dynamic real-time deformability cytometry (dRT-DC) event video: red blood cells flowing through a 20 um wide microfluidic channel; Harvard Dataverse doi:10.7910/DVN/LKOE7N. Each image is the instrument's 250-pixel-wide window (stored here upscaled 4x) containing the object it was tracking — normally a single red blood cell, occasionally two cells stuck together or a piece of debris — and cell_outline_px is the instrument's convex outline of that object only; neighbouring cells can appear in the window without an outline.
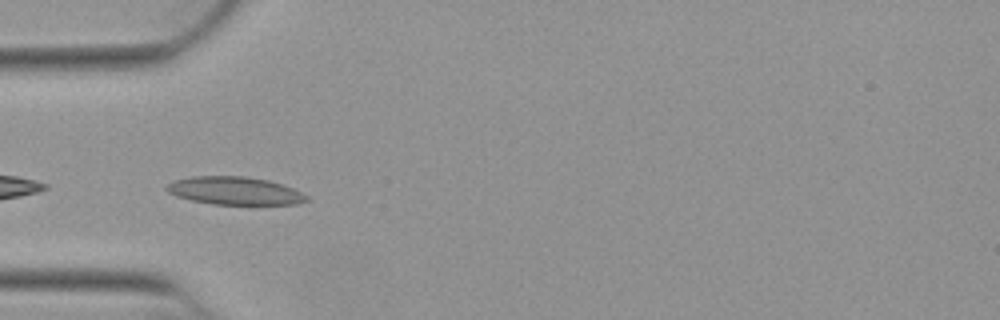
{"species": "Egyptian fruit bat (a non-hibernating species)", "species_latin": "Rousettus aegyptiacus", "temperature_condition": "warm", "stored_images_in_passage": 6, "camera_frame_rate_fps": 3000, "um_per_image_px": 0.085, "animal": {"sex": "female"}, "frame": {"image": 1, "passage_image": 1, "time_ms": 0.0, "image_size_px": [1000, 320], "cell_outline_px": [[308, 200], [296, 204], [212, 204], [192, 200], [176, 196], [168, 192], [164, 188], [168, 184], [176, 180], [192, 176], [244, 176], [268, 180], [292, 188], [308, 196]], "centroid_in_image_um": [19.93, 16.21], "position_along_channel_um": 65.1, "area_um2": 22.54}}
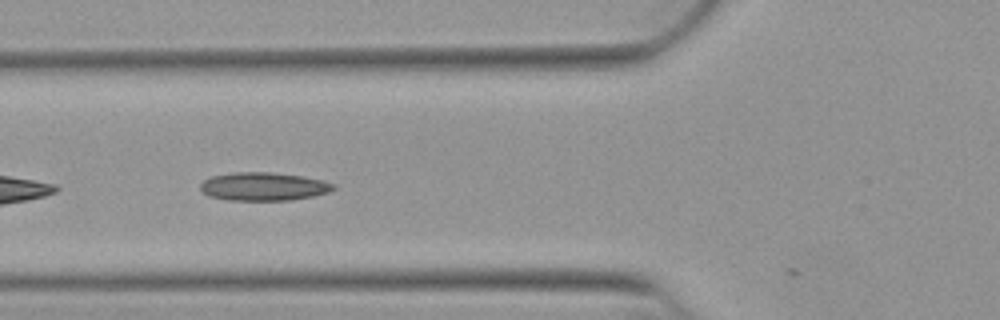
{"frame": {"image": 2, "passage_image": 4, "time_ms": 1.0, "image_size_px": [1000, 320], "cell_outline_px": [[336, 188], [328, 192], [312, 196], [292, 200], [228, 200], [208, 196], [200, 188], [200, 184], [204, 180], [212, 176], [232, 172], [272, 172], [300, 176], [324, 180], [336, 184]], "centroid_in_image_um": [22.41, 15.85], "position_along_channel_um": 103.4, "area_um2": 21.96}}